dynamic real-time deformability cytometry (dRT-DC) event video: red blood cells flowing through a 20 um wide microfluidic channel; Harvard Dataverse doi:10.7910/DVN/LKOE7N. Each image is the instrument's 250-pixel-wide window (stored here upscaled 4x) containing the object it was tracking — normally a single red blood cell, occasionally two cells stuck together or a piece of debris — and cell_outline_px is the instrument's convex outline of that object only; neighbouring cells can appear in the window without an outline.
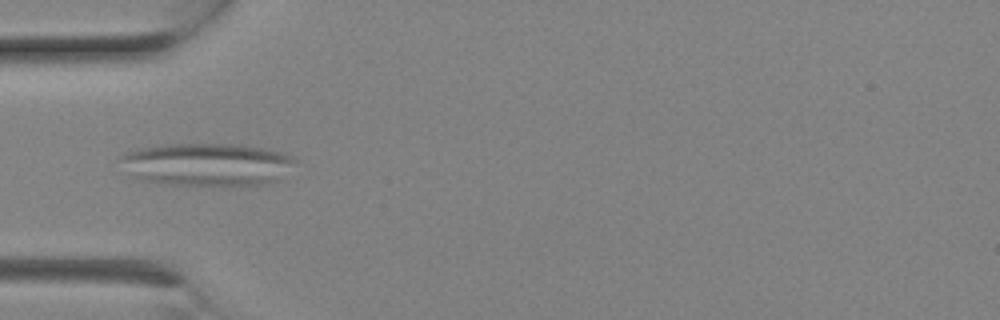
{"species": "Egyptian fruit bat (a non-hibernating species)", "species_latin": "Rousettus aegyptiacus", "temperature_condition": "room temperature", "stored_images_in_passage": 3, "camera_frame_rate_fps": 3000, "um_per_image_px": 0.085, "animal": {"sex": "female"}, "frame": {"image": 1, "passage_image": 3, "time_ms": 0.667, "image_size_px": [1000, 320], "cell_outline_px": [[296, 160], [276, 180], [260, 184], [172, 184], [140, 180], [132, 176], [116, 160], [120, 156], [128, 152], [156, 144], [240, 144], [264, 148], [284, 152], [292, 156]], "centroid_in_image_um": [17.51, 13.94], "position_along_channel_um": 67.5, "area_um2": 43.12}}